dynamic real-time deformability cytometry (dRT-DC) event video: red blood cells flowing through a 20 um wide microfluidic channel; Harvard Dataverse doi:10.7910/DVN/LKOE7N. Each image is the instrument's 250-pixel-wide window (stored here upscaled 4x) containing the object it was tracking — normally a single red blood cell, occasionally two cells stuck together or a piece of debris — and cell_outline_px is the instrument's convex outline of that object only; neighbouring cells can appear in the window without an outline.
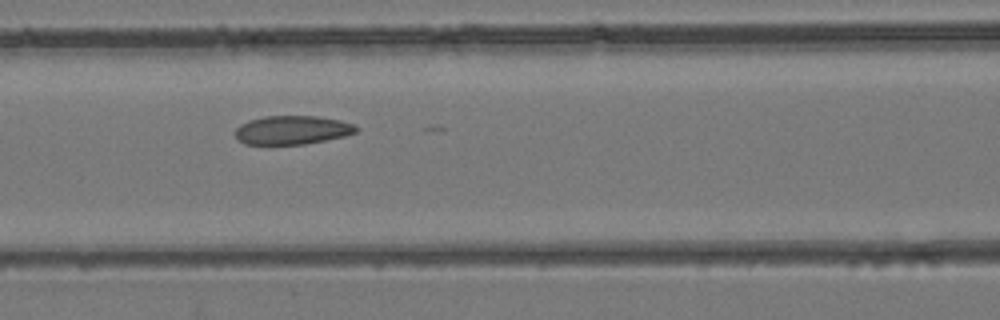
{"species": "common noctule bat (a hibernating species)", "species_latin": "Nyctalus noctula", "temperature_condition": "room temperature", "stored_images_in_passage": 18, "camera_frame_rate_fps": 3000, "um_per_image_px": 0.085, "animal": {"sex": "female", "body_mass_g": 24.6, "forearm_length_mm": 56.2}, "frame": {"image": 1, "passage_image": 15, "time_ms": 4.667, "image_size_px": [1000, 320], "cell_outline_px": [[360, 128], [356, 132], [344, 136], [304, 144], [244, 144], [236, 140], [236, 128], [240, 124], [248, 120], [264, 116], [316, 116], [340, 120], [356, 124]], "centroid_in_image_um": [24.83, 11.04], "position_along_channel_um": 141.8, "area_um2": 20.35}}
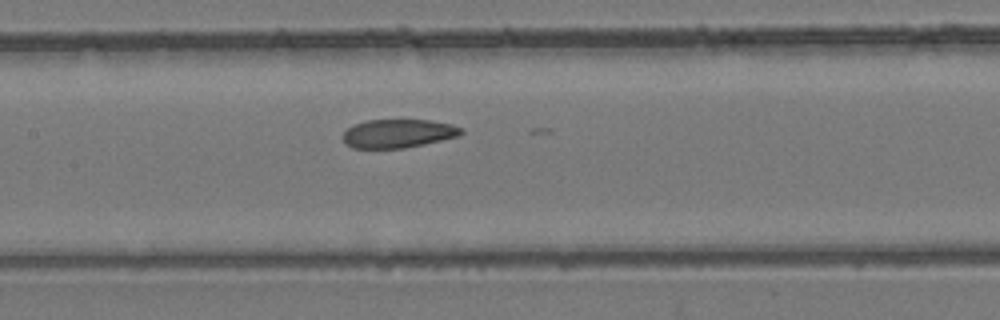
{"frame": {"image": 2, "passage_image": 17, "time_ms": 5.333, "image_size_px": [1000, 320], "cell_outline_px": [[464, 132], [460, 136], [424, 144], [404, 148], [352, 148], [344, 144], [344, 132], [352, 124], [368, 120], [428, 120], [452, 124], [464, 128]], "centroid_in_image_um": [33.86, 11.34], "position_along_channel_um": 173.5, "area_um2": 19.83}}